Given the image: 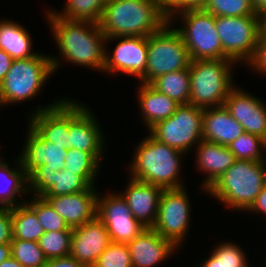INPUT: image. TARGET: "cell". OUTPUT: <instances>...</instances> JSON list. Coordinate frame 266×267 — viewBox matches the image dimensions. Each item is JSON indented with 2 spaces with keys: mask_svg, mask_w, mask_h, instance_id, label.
<instances>
[{
  "mask_svg": "<svg viewBox=\"0 0 266 267\" xmlns=\"http://www.w3.org/2000/svg\"><path fill=\"white\" fill-rule=\"evenodd\" d=\"M32 115V116H31ZM28 123L47 141L68 148L69 98L54 100L32 111Z\"/></svg>",
  "mask_w": 266,
  "mask_h": 267,
  "instance_id": "obj_16",
  "label": "cell"
},
{
  "mask_svg": "<svg viewBox=\"0 0 266 267\" xmlns=\"http://www.w3.org/2000/svg\"><path fill=\"white\" fill-rule=\"evenodd\" d=\"M107 0H67L65 9L51 10L57 17L68 20L90 21L99 23ZM57 12V13H56Z\"/></svg>",
  "mask_w": 266,
  "mask_h": 267,
  "instance_id": "obj_30",
  "label": "cell"
},
{
  "mask_svg": "<svg viewBox=\"0 0 266 267\" xmlns=\"http://www.w3.org/2000/svg\"><path fill=\"white\" fill-rule=\"evenodd\" d=\"M227 147L236 160L266 161V140L257 135L244 132Z\"/></svg>",
  "mask_w": 266,
  "mask_h": 267,
  "instance_id": "obj_32",
  "label": "cell"
},
{
  "mask_svg": "<svg viewBox=\"0 0 266 267\" xmlns=\"http://www.w3.org/2000/svg\"><path fill=\"white\" fill-rule=\"evenodd\" d=\"M118 41L114 50L107 52L105 48V64L103 73L113 74L124 73L134 75L139 78V83H144V73L146 72L148 45L147 37H107L105 45L110 41ZM119 72V73H118Z\"/></svg>",
  "mask_w": 266,
  "mask_h": 267,
  "instance_id": "obj_13",
  "label": "cell"
},
{
  "mask_svg": "<svg viewBox=\"0 0 266 267\" xmlns=\"http://www.w3.org/2000/svg\"><path fill=\"white\" fill-rule=\"evenodd\" d=\"M11 256L10 244H0V263Z\"/></svg>",
  "mask_w": 266,
  "mask_h": 267,
  "instance_id": "obj_48",
  "label": "cell"
},
{
  "mask_svg": "<svg viewBox=\"0 0 266 267\" xmlns=\"http://www.w3.org/2000/svg\"><path fill=\"white\" fill-rule=\"evenodd\" d=\"M11 256L24 267H44L48 259L45 257L37 241L12 239Z\"/></svg>",
  "mask_w": 266,
  "mask_h": 267,
  "instance_id": "obj_34",
  "label": "cell"
},
{
  "mask_svg": "<svg viewBox=\"0 0 266 267\" xmlns=\"http://www.w3.org/2000/svg\"><path fill=\"white\" fill-rule=\"evenodd\" d=\"M97 218L101 222L137 221L120 193L98 195Z\"/></svg>",
  "mask_w": 266,
  "mask_h": 267,
  "instance_id": "obj_31",
  "label": "cell"
},
{
  "mask_svg": "<svg viewBox=\"0 0 266 267\" xmlns=\"http://www.w3.org/2000/svg\"><path fill=\"white\" fill-rule=\"evenodd\" d=\"M127 246L132 267L158 266L178 249L173 242L160 236L153 228L143 230Z\"/></svg>",
  "mask_w": 266,
  "mask_h": 267,
  "instance_id": "obj_19",
  "label": "cell"
},
{
  "mask_svg": "<svg viewBox=\"0 0 266 267\" xmlns=\"http://www.w3.org/2000/svg\"><path fill=\"white\" fill-rule=\"evenodd\" d=\"M266 104L250 92L233 87L224 103L245 132L266 140Z\"/></svg>",
  "mask_w": 266,
  "mask_h": 267,
  "instance_id": "obj_15",
  "label": "cell"
},
{
  "mask_svg": "<svg viewBox=\"0 0 266 267\" xmlns=\"http://www.w3.org/2000/svg\"><path fill=\"white\" fill-rule=\"evenodd\" d=\"M184 154L149 134L138 144L131 165H128L130 178L163 189L185 187L179 177Z\"/></svg>",
  "mask_w": 266,
  "mask_h": 267,
  "instance_id": "obj_3",
  "label": "cell"
},
{
  "mask_svg": "<svg viewBox=\"0 0 266 267\" xmlns=\"http://www.w3.org/2000/svg\"><path fill=\"white\" fill-rule=\"evenodd\" d=\"M44 267H88V266L79 263L77 260H75L69 255L61 258L49 259Z\"/></svg>",
  "mask_w": 266,
  "mask_h": 267,
  "instance_id": "obj_44",
  "label": "cell"
},
{
  "mask_svg": "<svg viewBox=\"0 0 266 267\" xmlns=\"http://www.w3.org/2000/svg\"><path fill=\"white\" fill-rule=\"evenodd\" d=\"M168 22L161 30L147 36L148 57L144 83L189 67L191 58L181 35Z\"/></svg>",
  "mask_w": 266,
  "mask_h": 267,
  "instance_id": "obj_7",
  "label": "cell"
},
{
  "mask_svg": "<svg viewBox=\"0 0 266 267\" xmlns=\"http://www.w3.org/2000/svg\"><path fill=\"white\" fill-rule=\"evenodd\" d=\"M208 0H174L167 8L168 19L173 14L181 13L188 10H204Z\"/></svg>",
  "mask_w": 266,
  "mask_h": 267,
  "instance_id": "obj_40",
  "label": "cell"
},
{
  "mask_svg": "<svg viewBox=\"0 0 266 267\" xmlns=\"http://www.w3.org/2000/svg\"><path fill=\"white\" fill-rule=\"evenodd\" d=\"M0 267H24L20 262L14 259L12 256L0 263Z\"/></svg>",
  "mask_w": 266,
  "mask_h": 267,
  "instance_id": "obj_49",
  "label": "cell"
},
{
  "mask_svg": "<svg viewBox=\"0 0 266 267\" xmlns=\"http://www.w3.org/2000/svg\"><path fill=\"white\" fill-rule=\"evenodd\" d=\"M185 187L162 191L153 229L178 248L190 227L191 205ZM182 242V243H181Z\"/></svg>",
  "mask_w": 266,
  "mask_h": 267,
  "instance_id": "obj_12",
  "label": "cell"
},
{
  "mask_svg": "<svg viewBox=\"0 0 266 267\" xmlns=\"http://www.w3.org/2000/svg\"><path fill=\"white\" fill-rule=\"evenodd\" d=\"M138 103L141 110V121L149 130L157 122L171 117L180 106L166 94L158 92L150 84L141 83L138 86Z\"/></svg>",
  "mask_w": 266,
  "mask_h": 267,
  "instance_id": "obj_23",
  "label": "cell"
},
{
  "mask_svg": "<svg viewBox=\"0 0 266 267\" xmlns=\"http://www.w3.org/2000/svg\"><path fill=\"white\" fill-rule=\"evenodd\" d=\"M245 251L234 242H222L223 267H248Z\"/></svg>",
  "mask_w": 266,
  "mask_h": 267,
  "instance_id": "obj_39",
  "label": "cell"
},
{
  "mask_svg": "<svg viewBox=\"0 0 266 267\" xmlns=\"http://www.w3.org/2000/svg\"><path fill=\"white\" fill-rule=\"evenodd\" d=\"M210 256L206 258L202 264H199L198 267H223L222 263V243L216 245Z\"/></svg>",
  "mask_w": 266,
  "mask_h": 267,
  "instance_id": "obj_43",
  "label": "cell"
},
{
  "mask_svg": "<svg viewBox=\"0 0 266 267\" xmlns=\"http://www.w3.org/2000/svg\"><path fill=\"white\" fill-rule=\"evenodd\" d=\"M14 59L4 50L0 49V84L10 69Z\"/></svg>",
  "mask_w": 266,
  "mask_h": 267,
  "instance_id": "obj_46",
  "label": "cell"
},
{
  "mask_svg": "<svg viewBox=\"0 0 266 267\" xmlns=\"http://www.w3.org/2000/svg\"><path fill=\"white\" fill-rule=\"evenodd\" d=\"M13 224L10 207H0V244H11Z\"/></svg>",
  "mask_w": 266,
  "mask_h": 267,
  "instance_id": "obj_41",
  "label": "cell"
},
{
  "mask_svg": "<svg viewBox=\"0 0 266 267\" xmlns=\"http://www.w3.org/2000/svg\"><path fill=\"white\" fill-rule=\"evenodd\" d=\"M244 132L242 126L224 106L204 109L202 125L204 140L227 147Z\"/></svg>",
  "mask_w": 266,
  "mask_h": 267,
  "instance_id": "obj_22",
  "label": "cell"
},
{
  "mask_svg": "<svg viewBox=\"0 0 266 267\" xmlns=\"http://www.w3.org/2000/svg\"><path fill=\"white\" fill-rule=\"evenodd\" d=\"M234 63L231 59L191 60L189 104L202 109L224 106L235 86Z\"/></svg>",
  "mask_w": 266,
  "mask_h": 267,
  "instance_id": "obj_5",
  "label": "cell"
},
{
  "mask_svg": "<svg viewBox=\"0 0 266 267\" xmlns=\"http://www.w3.org/2000/svg\"><path fill=\"white\" fill-rule=\"evenodd\" d=\"M124 192L120 193L126 200L134 218L146 228H152L159 207V200L164 190L162 187L130 178Z\"/></svg>",
  "mask_w": 266,
  "mask_h": 267,
  "instance_id": "obj_20",
  "label": "cell"
},
{
  "mask_svg": "<svg viewBox=\"0 0 266 267\" xmlns=\"http://www.w3.org/2000/svg\"><path fill=\"white\" fill-rule=\"evenodd\" d=\"M30 33L20 23L4 19L0 21V49L7 52L14 60L37 56L32 51Z\"/></svg>",
  "mask_w": 266,
  "mask_h": 267,
  "instance_id": "obj_26",
  "label": "cell"
},
{
  "mask_svg": "<svg viewBox=\"0 0 266 267\" xmlns=\"http://www.w3.org/2000/svg\"><path fill=\"white\" fill-rule=\"evenodd\" d=\"M54 74L51 57L42 53L26 59H15L0 84V106L35 98Z\"/></svg>",
  "mask_w": 266,
  "mask_h": 267,
  "instance_id": "obj_6",
  "label": "cell"
},
{
  "mask_svg": "<svg viewBox=\"0 0 266 267\" xmlns=\"http://www.w3.org/2000/svg\"><path fill=\"white\" fill-rule=\"evenodd\" d=\"M110 243L107 228L96 217L72 229L70 256L92 267Z\"/></svg>",
  "mask_w": 266,
  "mask_h": 267,
  "instance_id": "obj_17",
  "label": "cell"
},
{
  "mask_svg": "<svg viewBox=\"0 0 266 267\" xmlns=\"http://www.w3.org/2000/svg\"><path fill=\"white\" fill-rule=\"evenodd\" d=\"M251 213H262L266 215V184L262 188L261 192L256 197L255 201L251 205V207L247 210V212Z\"/></svg>",
  "mask_w": 266,
  "mask_h": 267,
  "instance_id": "obj_45",
  "label": "cell"
},
{
  "mask_svg": "<svg viewBox=\"0 0 266 267\" xmlns=\"http://www.w3.org/2000/svg\"><path fill=\"white\" fill-rule=\"evenodd\" d=\"M204 10L214 16L243 17L258 15L250 0H208Z\"/></svg>",
  "mask_w": 266,
  "mask_h": 267,
  "instance_id": "obj_36",
  "label": "cell"
},
{
  "mask_svg": "<svg viewBox=\"0 0 266 267\" xmlns=\"http://www.w3.org/2000/svg\"><path fill=\"white\" fill-rule=\"evenodd\" d=\"M13 239L38 241L44 234L35 211L26 203L11 207Z\"/></svg>",
  "mask_w": 266,
  "mask_h": 267,
  "instance_id": "obj_28",
  "label": "cell"
},
{
  "mask_svg": "<svg viewBox=\"0 0 266 267\" xmlns=\"http://www.w3.org/2000/svg\"><path fill=\"white\" fill-rule=\"evenodd\" d=\"M150 85L180 105L189 104L191 87L189 67L163 74L154 79Z\"/></svg>",
  "mask_w": 266,
  "mask_h": 267,
  "instance_id": "obj_27",
  "label": "cell"
},
{
  "mask_svg": "<svg viewBox=\"0 0 266 267\" xmlns=\"http://www.w3.org/2000/svg\"><path fill=\"white\" fill-rule=\"evenodd\" d=\"M159 2L165 9L174 1V0H155Z\"/></svg>",
  "mask_w": 266,
  "mask_h": 267,
  "instance_id": "obj_51",
  "label": "cell"
},
{
  "mask_svg": "<svg viewBox=\"0 0 266 267\" xmlns=\"http://www.w3.org/2000/svg\"><path fill=\"white\" fill-rule=\"evenodd\" d=\"M256 13L266 9V0H250Z\"/></svg>",
  "mask_w": 266,
  "mask_h": 267,
  "instance_id": "obj_50",
  "label": "cell"
},
{
  "mask_svg": "<svg viewBox=\"0 0 266 267\" xmlns=\"http://www.w3.org/2000/svg\"><path fill=\"white\" fill-rule=\"evenodd\" d=\"M92 267H132L127 244L111 242Z\"/></svg>",
  "mask_w": 266,
  "mask_h": 267,
  "instance_id": "obj_37",
  "label": "cell"
},
{
  "mask_svg": "<svg viewBox=\"0 0 266 267\" xmlns=\"http://www.w3.org/2000/svg\"><path fill=\"white\" fill-rule=\"evenodd\" d=\"M176 16L183 26L175 29L185 42L191 60L229 59L223 52L213 14L205 10H188L174 14L169 22L177 20Z\"/></svg>",
  "mask_w": 266,
  "mask_h": 267,
  "instance_id": "obj_8",
  "label": "cell"
},
{
  "mask_svg": "<svg viewBox=\"0 0 266 267\" xmlns=\"http://www.w3.org/2000/svg\"><path fill=\"white\" fill-rule=\"evenodd\" d=\"M195 149L197 170L207 174L201 187V191L206 192L236 159L228 147L204 139Z\"/></svg>",
  "mask_w": 266,
  "mask_h": 267,
  "instance_id": "obj_21",
  "label": "cell"
},
{
  "mask_svg": "<svg viewBox=\"0 0 266 267\" xmlns=\"http://www.w3.org/2000/svg\"><path fill=\"white\" fill-rule=\"evenodd\" d=\"M204 109L193 105H180L168 119L157 122L149 134L157 141L167 144L187 155L202 140Z\"/></svg>",
  "mask_w": 266,
  "mask_h": 267,
  "instance_id": "obj_9",
  "label": "cell"
},
{
  "mask_svg": "<svg viewBox=\"0 0 266 267\" xmlns=\"http://www.w3.org/2000/svg\"><path fill=\"white\" fill-rule=\"evenodd\" d=\"M45 14L62 56H50L54 73L61 67L60 62L63 59L64 62L66 60L71 64L103 72L106 37L99 23L57 17L51 9Z\"/></svg>",
  "mask_w": 266,
  "mask_h": 267,
  "instance_id": "obj_1",
  "label": "cell"
},
{
  "mask_svg": "<svg viewBox=\"0 0 266 267\" xmlns=\"http://www.w3.org/2000/svg\"><path fill=\"white\" fill-rule=\"evenodd\" d=\"M103 155V153H88L75 148H68L63 169L81 175L91 186H95Z\"/></svg>",
  "mask_w": 266,
  "mask_h": 267,
  "instance_id": "obj_29",
  "label": "cell"
},
{
  "mask_svg": "<svg viewBox=\"0 0 266 267\" xmlns=\"http://www.w3.org/2000/svg\"><path fill=\"white\" fill-rule=\"evenodd\" d=\"M72 230L44 232L37 241L45 257L49 259L70 255Z\"/></svg>",
  "mask_w": 266,
  "mask_h": 267,
  "instance_id": "obj_33",
  "label": "cell"
},
{
  "mask_svg": "<svg viewBox=\"0 0 266 267\" xmlns=\"http://www.w3.org/2000/svg\"><path fill=\"white\" fill-rule=\"evenodd\" d=\"M215 27L224 54L235 63L242 62L247 66L258 46L259 16H215Z\"/></svg>",
  "mask_w": 266,
  "mask_h": 267,
  "instance_id": "obj_10",
  "label": "cell"
},
{
  "mask_svg": "<svg viewBox=\"0 0 266 267\" xmlns=\"http://www.w3.org/2000/svg\"><path fill=\"white\" fill-rule=\"evenodd\" d=\"M32 197L33 200L25 202L35 211L44 232L72 230L43 197L35 194Z\"/></svg>",
  "mask_w": 266,
  "mask_h": 267,
  "instance_id": "obj_35",
  "label": "cell"
},
{
  "mask_svg": "<svg viewBox=\"0 0 266 267\" xmlns=\"http://www.w3.org/2000/svg\"><path fill=\"white\" fill-rule=\"evenodd\" d=\"M247 66L259 75H266V37H259L255 56Z\"/></svg>",
  "mask_w": 266,
  "mask_h": 267,
  "instance_id": "obj_42",
  "label": "cell"
},
{
  "mask_svg": "<svg viewBox=\"0 0 266 267\" xmlns=\"http://www.w3.org/2000/svg\"><path fill=\"white\" fill-rule=\"evenodd\" d=\"M84 105L76 99H69L68 148L88 153H104V132L90 106Z\"/></svg>",
  "mask_w": 266,
  "mask_h": 267,
  "instance_id": "obj_14",
  "label": "cell"
},
{
  "mask_svg": "<svg viewBox=\"0 0 266 267\" xmlns=\"http://www.w3.org/2000/svg\"><path fill=\"white\" fill-rule=\"evenodd\" d=\"M99 192L94 186L85 191L59 196H41L73 229L97 217Z\"/></svg>",
  "mask_w": 266,
  "mask_h": 267,
  "instance_id": "obj_18",
  "label": "cell"
},
{
  "mask_svg": "<svg viewBox=\"0 0 266 267\" xmlns=\"http://www.w3.org/2000/svg\"><path fill=\"white\" fill-rule=\"evenodd\" d=\"M169 22L166 9L155 0H107L99 21L105 37H147Z\"/></svg>",
  "mask_w": 266,
  "mask_h": 267,
  "instance_id": "obj_2",
  "label": "cell"
},
{
  "mask_svg": "<svg viewBox=\"0 0 266 267\" xmlns=\"http://www.w3.org/2000/svg\"><path fill=\"white\" fill-rule=\"evenodd\" d=\"M265 184V161L236 160L206 194L233 210L247 211Z\"/></svg>",
  "mask_w": 266,
  "mask_h": 267,
  "instance_id": "obj_4",
  "label": "cell"
},
{
  "mask_svg": "<svg viewBox=\"0 0 266 267\" xmlns=\"http://www.w3.org/2000/svg\"><path fill=\"white\" fill-rule=\"evenodd\" d=\"M111 242L128 244L146 229L138 221L102 222Z\"/></svg>",
  "mask_w": 266,
  "mask_h": 267,
  "instance_id": "obj_38",
  "label": "cell"
},
{
  "mask_svg": "<svg viewBox=\"0 0 266 267\" xmlns=\"http://www.w3.org/2000/svg\"><path fill=\"white\" fill-rule=\"evenodd\" d=\"M91 185L68 169L53 171L44 176L33 188L36 196H59L80 193Z\"/></svg>",
  "mask_w": 266,
  "mask_h": 267,
  "instance_id": "obj_25",
  "label": "cell"
},
{
  "mask_svg": "<svg viewBox=\"0 0 266 267\" xmlns=\"http://www.w3.org/2000/svg\"><path fill=\"white\" fill-rule=\"evenodd\" d=\"M0 159V207H15L20 203L17 200L19 195H24L26 192H31L32 189L28 185V177L23 169L21 160L18 157L15 168ZM22 193V194H21ZM17 197V198H16Z\"/></svg>",
  "mask_w": 266,
  "mask_h": 267,
  "instance_id": "obj_24",
  "label": "cell"
},
{
  "mask_svg": "<svg viewBox=\"0 0 266 267\" xmlns=\"http://www.w3.org/2000/svg\"><path fill=\"white\" fill-rule=\"evenodd\" d=\"M27 128L19 158L32 189L48 173L64 168L68 148L45 140L29 123Z\"/></svg>",
  "mask_w": 266,
  "mask_h": 267,
  "instance_id": "obj_11",
  "label": "cell"
},
{
  "mask_svg": "<svg viewBox=\"0 0 266 267\" xmlns=\"http://www.w3.org/2000/svg\"><path fill=\"white\" fill-rule=\"evenodd\" d=\"M259 16V37H266V9L258 13Z\"/></svg>",
  "mask_w": 266,
  "mask_h": 267,
  "instance_id": "obj_47",
  "label": "cell"
}]
</instances>
